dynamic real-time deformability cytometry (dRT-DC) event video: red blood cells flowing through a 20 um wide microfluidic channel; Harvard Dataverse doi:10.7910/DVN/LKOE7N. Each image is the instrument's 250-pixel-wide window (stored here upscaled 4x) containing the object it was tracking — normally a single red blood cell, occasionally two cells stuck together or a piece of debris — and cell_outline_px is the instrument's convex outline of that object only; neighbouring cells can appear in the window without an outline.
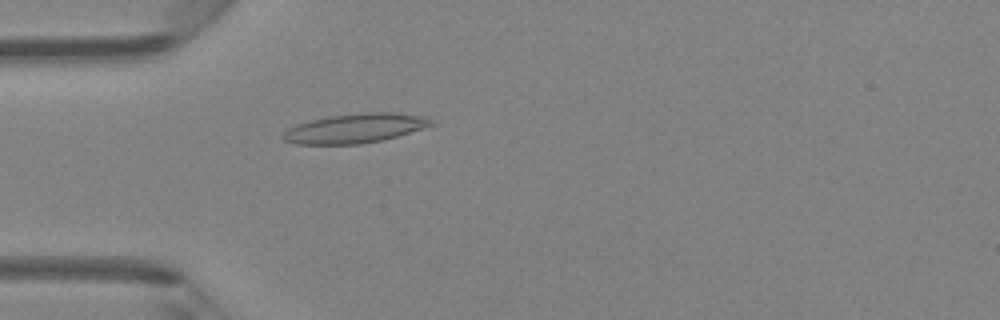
{"species": "Egyptian fruit bat (a non-hibernating species)", "species_latin": "Rousettus aegyptiacus", "temperature_condition": "room temperature", "stored_images_in_passage": 41, "camera_frame_rate_fps": 3000, "um_per_image_px": 0.085, "animal": {"sex": "female"}, "frame": {"image": 1, "passage_image": 8, "time_ms": 2.333, "image_size_px": [1000, 320], "cell_outline_px": [[432, 124], [424, 128], [384, 140], [360, 144], [296, 144], [284, 140], [280, 136], [288, 128], [296, 124], [312, 120], [332, 116], [364, 112], [396, 112], [428, 116], [432, 120]], "centroid_in_image_um": [30.21, 10.9], "position_along_channel_um": 54.8, "area_um2": 25.43}}
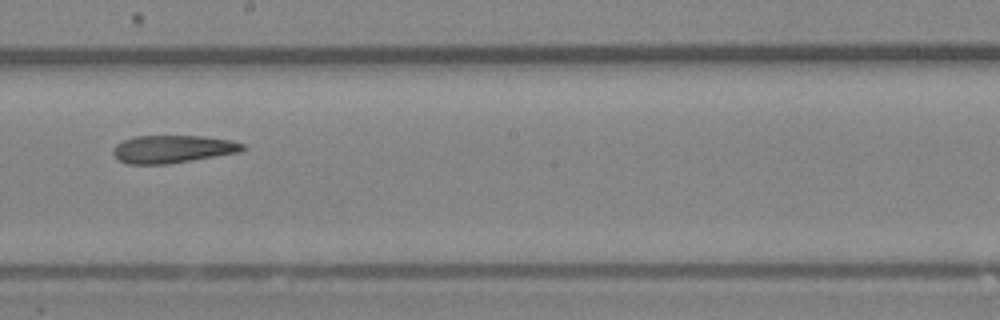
{"frame": {"image": 2, "passage_image": 21, "time_ms": 6.667, "image_size_px": [1000, 320], "cell_outline_px": [[244, 148], [240, 152], [168, 164], [128, 164], [120, 160], [112, 152], [112, 148], [116, 144], [124, 140], [136, 136], [204, 136], [232, 140], [244, 144]], "centroid_in_image_um": [14.68, 12.67], "position_along_channel_um": 233.5, "area_um2": 20.87}}
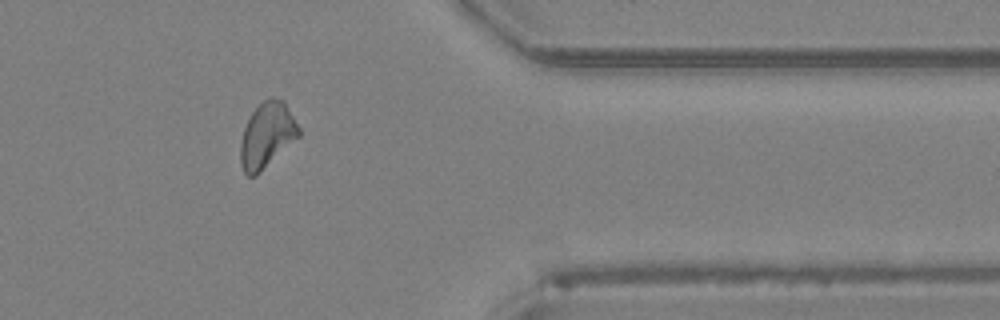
{"frame": {"image": 3, "passage_image": 33, "time_ms": 10.667, "image_size_px": [1000, 320], "cell_outline_px": [[300, 136], [256, 176], [248, 176], [244, 172], [240, 164], [240, 144], [244, 128], [252, 112], [264, 100], [272, 96], [284, 100], [300, 128]], "centroid_in_image_um": [22.7, 11.49], "position_along_channel_um": 388.7, "area_um2": 22.25}, "authors_computed_cell_mechanics": {"area_um2": 22.0218, "velocity_mm_per_s": 4.2904, "shape_relaxation_time_tau1_ms": null, "shape_relaxation_time_tau2_ms": 5.633, "deformation_change_tau1": null, "deformation_change_tau2": 0.1742}}